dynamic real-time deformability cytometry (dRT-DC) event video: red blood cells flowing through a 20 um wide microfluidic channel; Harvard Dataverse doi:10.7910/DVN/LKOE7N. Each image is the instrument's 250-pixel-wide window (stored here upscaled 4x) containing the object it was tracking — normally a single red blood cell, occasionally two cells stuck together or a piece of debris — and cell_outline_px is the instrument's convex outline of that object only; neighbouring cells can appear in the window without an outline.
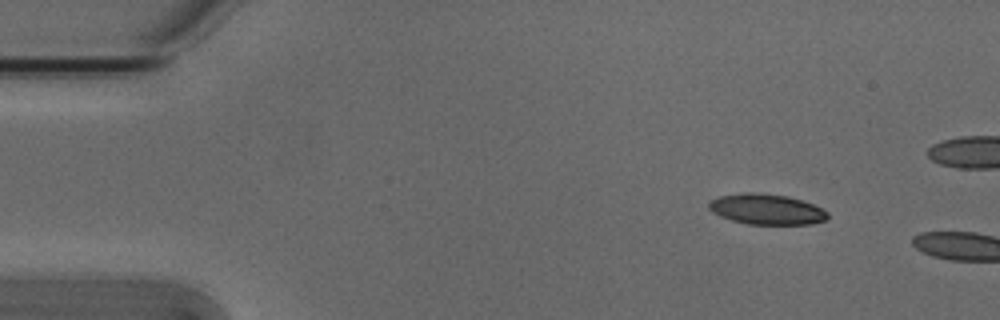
{"species": "Egyptian fruit bat (a non-hibernating species)", "species_latin": "Rousettus aegyptiacus", "temperature_condition": "cold", "stored_images_in_passage": 3, "camera_frame_rate_fps": 3000, "um_per_image_px": 0.085, "animal": {"sex": "male"}, "frame": {"image": 1, "passage_image": 1, "time_ms": 0.0, "image_size_px": [1000, 320], "cell_outline_px": [[828, 216], [824, 220], [812, 224], [748, 224], [732, 220], [720, 216], [712, 212], [708, 208], [708, 204], [712, 200], [720, 196], [740, 192], [760, 192], [788, 196], [812, 204], [828, 212]], "centroid_in_image_um": [65.13, 17.78], "position_along_channel_um": 19.9, "area_um2": 21.1}}